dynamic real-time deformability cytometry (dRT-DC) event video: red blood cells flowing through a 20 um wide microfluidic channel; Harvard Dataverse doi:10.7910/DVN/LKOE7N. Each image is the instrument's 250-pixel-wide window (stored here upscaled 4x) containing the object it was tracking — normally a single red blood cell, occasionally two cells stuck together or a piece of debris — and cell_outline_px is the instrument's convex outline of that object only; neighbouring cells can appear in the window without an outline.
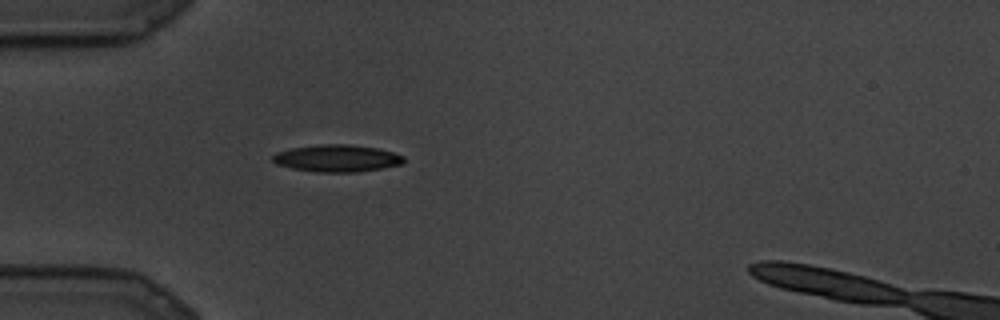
{"species": "common noctule bat (a hibernating species)", "species_latin": "Nyctalus noctula", "temperature_condition": "cold", "stored_images_in_passage": 3, "camera_frame_rate_fps": 3000, "um_per_image_px": 0.085, "animal": {"sex": "male", "body_mass_g": 19.5, "forearm_length_mm": 54.6}, "frame": {"image": 1, "passage_image": 1, "time_ms": 0.0, "image_size_px": [1000, 320], "cell_outline_px": [[404, 164], [356, 172], [316, 172], [292, 168], [276, 164], [272, 160], [272, 156], [276, 152], [292, 148], [324, 144], [348, 144], [376, 148], [392, 152], [404, 156]], "centroid_in_image_um": [28.63, 13.46], "position_along_channel_um": 56.4, "area_um2": 20.58}}
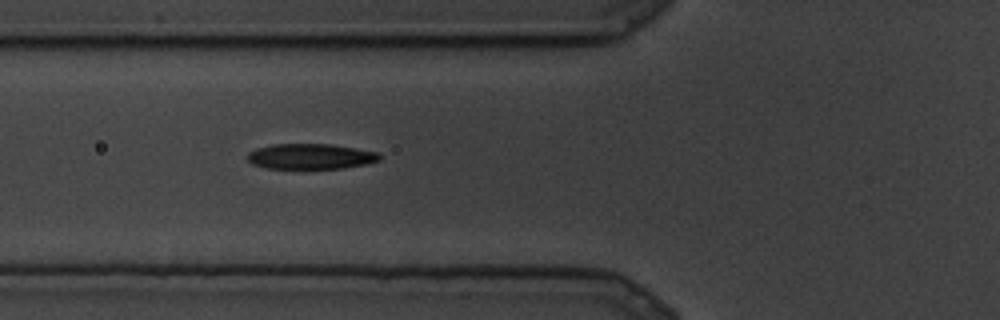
{"frame": {"image": 2, "passage_image": 3, "time_ms": 0.667, "image_size_px": [1000, 320], "cell_outline_px": [[380, 160], [364, 164], [344, 168], [268, 168], [252, 164], [244, 156], [248, 152], [256, 148], [272, 144], [332, 144], [380, 152]], "centroid_in_image_um": [26.38, 13.28], "position_along_channel_um": 99.4, "area_um2": 19.65}}